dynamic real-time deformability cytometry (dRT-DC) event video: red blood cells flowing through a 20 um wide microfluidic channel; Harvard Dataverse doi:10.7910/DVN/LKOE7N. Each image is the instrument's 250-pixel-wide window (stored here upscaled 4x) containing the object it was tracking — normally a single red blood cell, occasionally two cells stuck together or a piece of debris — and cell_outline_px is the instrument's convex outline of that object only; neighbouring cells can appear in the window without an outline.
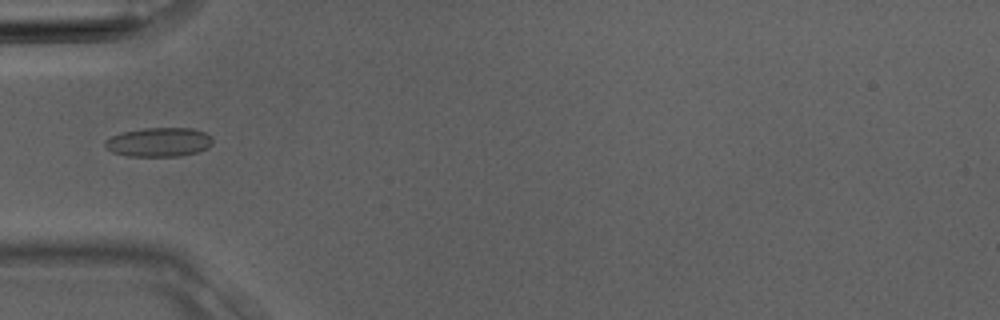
{"species": "Egyptian fruit bat (a non-hibernating species)", "species_latin": "Rousettus aegyptiacus", "temperature_condition": "room temperature", "stored_images_in_passage": 4, "camera_frame_rate_fps": 3000, "um_per_image_px": 0.085, "animal": {"sex": "male"}, "frame": {"image": 1, "passage_image": 4, "time_ms": 1.0, "image_size_px": [1000, 320], "cell_outline_px": [[212, 144], [208, 148], [196, 152], [180, 156], [128, 156], [112, 152], [104, 144], [104, 140], [120, 132], [144, 128], [192, 128], [204, 132], [212, 136]], "centroid_in_image_um": [13.51, 12.07], "position_along_channel_um": 71.5, "area_um2": 18.32}}